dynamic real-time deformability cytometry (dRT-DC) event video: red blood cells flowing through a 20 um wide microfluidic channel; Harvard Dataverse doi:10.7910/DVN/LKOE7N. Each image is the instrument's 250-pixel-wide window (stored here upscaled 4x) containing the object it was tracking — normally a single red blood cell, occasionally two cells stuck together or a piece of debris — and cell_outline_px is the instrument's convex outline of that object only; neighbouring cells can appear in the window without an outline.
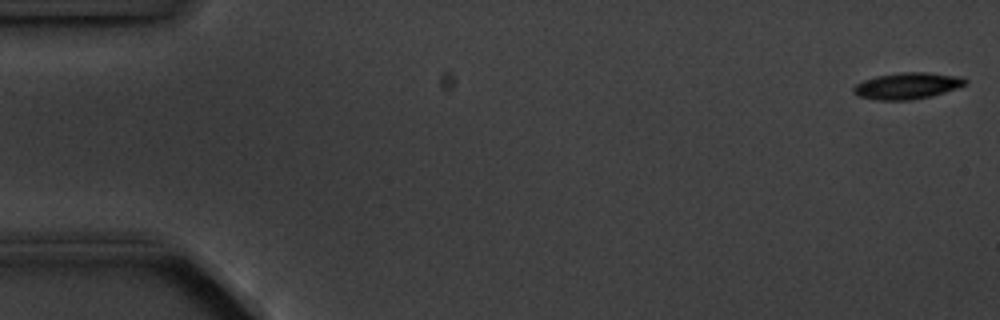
{"species": "common noctule bat (a hibernating species)", "species_latin": "Nyctalus noctula", "temperature_condition": "cold", "stored_images_in_passage": 6, "segment_of_instrument_passage": [1, 2], "camera_frame_rate_fps": 3000, "um_per_image_px": 0.085, "animal": {"sex": "male", "body_mass_g": 20.1, "forearm_length_mm": 53.5}, "frame": {"image": 1, "passage_image": 1, "time_ms": 0.0, "image_size_px": [1000, 320], "cell_outline_px": [[968, 84], [932, 96], [912, 100], [876, 100], [856, 96], [852, 92], [852, 88], [856, 84], [864, 80], [876, 76], [900, 72], [928, 72], [960, 76], [968, 80]], "centroid_in_image_um": [77.11, 7.29], "position_along_channel_um": 7.9, "area_um2": 17.46}}
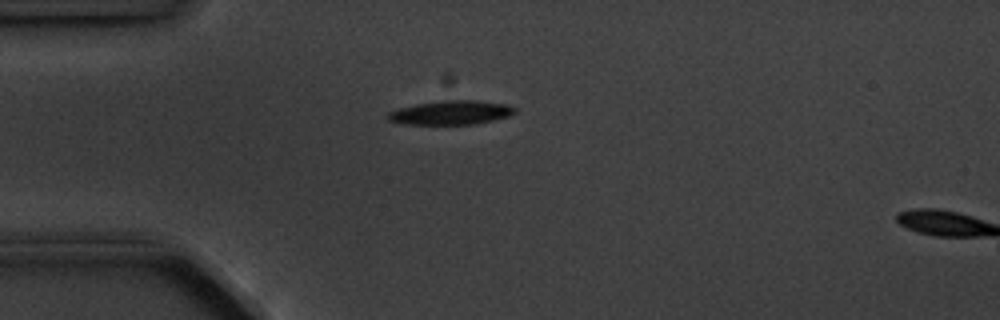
{"frame": {"image": 2, "passage_image": 5, "time_ms": 4.333, "image_size_px": [1000, 320], "cell_outline_px": [[516, 112], [508, 116], [476, 124], [404, 124], [388, 120], [388, 112], [400, 108], [416, 104], [444, 100], [476, 100], [504, 104], [516, 108]], "centroid_in_image_um": [38.33, 9.57], "position_along_channel_um": 46.7, "area_um2": 17.57}}